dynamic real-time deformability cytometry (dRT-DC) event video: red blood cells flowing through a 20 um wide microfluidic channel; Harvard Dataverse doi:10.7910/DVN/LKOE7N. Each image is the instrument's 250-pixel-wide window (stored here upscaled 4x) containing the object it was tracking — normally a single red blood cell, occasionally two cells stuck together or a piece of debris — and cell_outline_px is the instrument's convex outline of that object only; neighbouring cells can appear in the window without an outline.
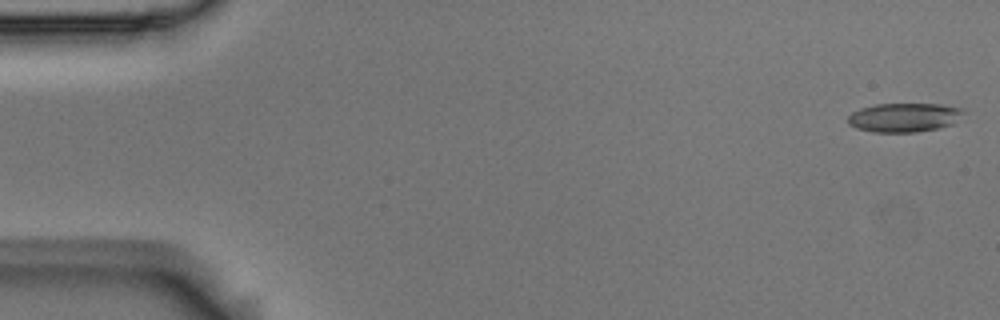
{"species": "Egyptian fruit bat (a non-hibernating species)", "species_latin": "Rousettus aegyptiacus", "temperature_condition": "room temperature", "stored_images_in_passage": 6, "camera_frame_rate_fps": 3000, "um_per_image_px": 0.085, "animal": {"sex": "male"}, "frame": {"image": 1, "passage_image": 1, "time_ms": 0.0, "image_size_px": [1000, 320], "cell_outline_px": [[968, 112], [952, 124], [940, 128], [916, 132], [872, 132], [856, 128], [848, 124], [848, 116], [852, 112], [860, 108], [876, 104], [940, 104], [964, 108]], "centroid_in_image_um": [76.9, 9.98], "position_along_channel_um": 8.1, "area_um2": 19.83}}